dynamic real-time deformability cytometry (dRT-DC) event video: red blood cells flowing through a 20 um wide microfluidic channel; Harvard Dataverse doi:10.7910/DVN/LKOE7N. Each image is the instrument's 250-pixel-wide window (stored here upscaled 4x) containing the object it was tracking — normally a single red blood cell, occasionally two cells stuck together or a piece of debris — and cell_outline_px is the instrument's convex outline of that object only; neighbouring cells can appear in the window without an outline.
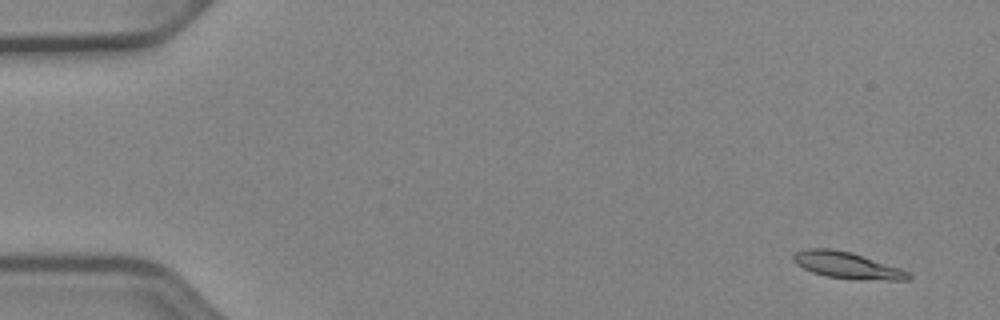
{"species": "Egyptian fruit bat (a non-hibernating species)", "species_latin": "Rousettus aegyptiacus", "temperature_condition": "cold", "stored_images_in_passage": 53, "camera_frame_rate_fps": 3000, "um_per_image_px": 0.085, "animal": {"sex": "female"}, "frame": {"image": 1, "passage_image": 4, "time_ms": 1.0, "image_size_px": [1000, 320], "cell_outline_px": [[912, 276], [908, 280], [888, 280], [824, 276], [812, 272], [796, 264], [792, 260], [792, 256], [796, 252], [808, 248], [828, 248], [852, 252], [900, 268], [908, 272]], "centroid_in_image_um": [71.98, 22.53], "position_along_channel_um": 13.0, "area_um2": 17.46}}
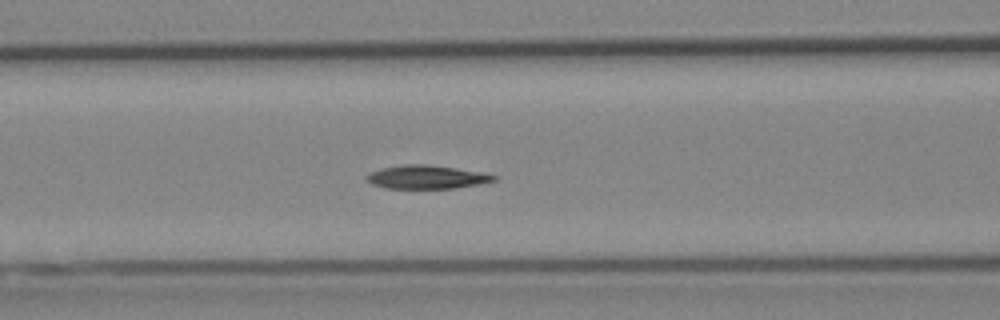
{"frame": {"image": 2, "passage_image": 23, "time_ms": 7.333, "image_size_px": [1000, 320], "cell_outline_px": [[496, 180], [480, 184], [456, 188], [384, 188], [372, 184], [364, 180], [364, 176], [368, 172], [380, 168], [404, 164], [424, 164], [456, 168], [480, 172], [496, 176]], "centroid_in_image_um": [36.17, 15.05], "position_along_channel_um": 130.4, "area_um2": 17.51}}
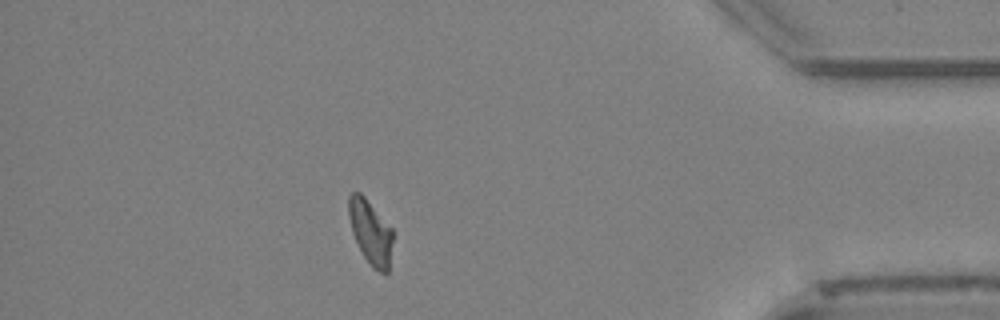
{"frame": {"image": 3, "passage_image": 47, "time_ms": 15.333, "image_size_px": [1000, 320], "cell_outline_px": [[392, 240], [388, 272], [380, 272], [372, 268], [364, 256], [352, 232], [348, 216], [348, 196], [352, 192], [360, 192], [364, 196], [392, 228]], "centroid_in_image_um": [31.47, 19.7], "position_along_channel_um": 403.7, "area_um2": 16.3}, "authors_computed_cell_mechanics": {"area_um2": 17.1666, "velocity_mm_per_s": 3.9164, "shape_relaxation_time_tau1_ms": 3.1134, "shape_relaxation_time_tau2_ms": 5.563, "deformation_change_tau1": 0.1505, "deformation_change_tau2": 0.1194}}